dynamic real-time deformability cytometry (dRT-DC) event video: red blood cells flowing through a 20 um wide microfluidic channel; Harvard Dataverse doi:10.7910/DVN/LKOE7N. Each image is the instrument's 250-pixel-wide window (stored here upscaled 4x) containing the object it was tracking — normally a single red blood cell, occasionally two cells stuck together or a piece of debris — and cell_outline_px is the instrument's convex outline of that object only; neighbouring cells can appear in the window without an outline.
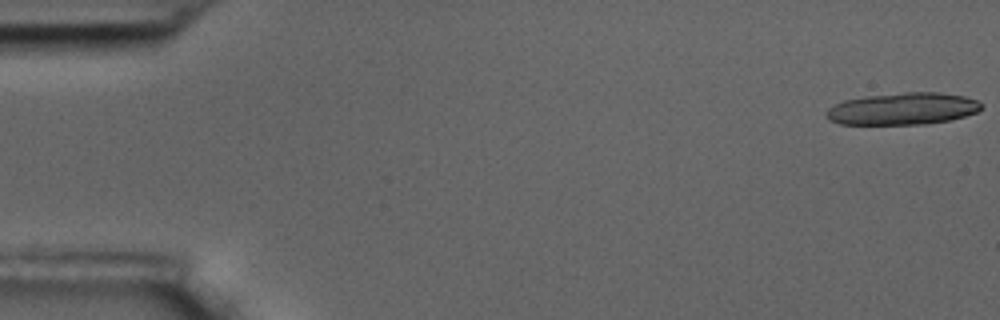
{"species": "common noctule bat (a hibernating species)", "species_latin": "Nyctalus noctula", "temperature_condition": "room temperature", "stored_images_in_passage": 6, "camera_frame_rate_fps": 3000, "um_per_image_px": 0.085, "animal": {"sex": "male", "body_mass_g": 17.5, "forearm_length_mm": 52.3}, "frame": {"image": 1, "passage_image": 1, "time_ms": 0.0, "image_size_px": [1000, 320], "cell_outline_px": [[980, 108], [976, 112], [964, 116], [948, 120], [924, 124], [840, 124], [828, 120], [824, 116], [824, 112], [828, 108], [844, 100], [868, 96], [904, 92], [940, 92], [964, 96], [976, 100], [980, 104]], "centroid_in_image_um": [76.67, 9.24], "position_along_channel_um": 8.3, "area_um2": 28.78}}